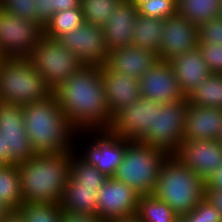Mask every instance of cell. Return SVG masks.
<instances>
[{
    "instance_id": "obj_19",
    "label": "cell",
    "mask_w": 222,
    "mask_h": 222,
    "mask_svg": "<svg viewBox=\"0 0 222 222\" xmlns=\"http://www.w3.org/2000/svg\"><path fill=\"white\" fill-rule=\"evenodd\" d=\"M138 16V9L130 0H121L113 9L108 22L103 26L106 46L109 51L131 46Z\"/></svg>"
},
{
    "instance_id": "obj_36",
    "label": "cell",
    "mask_w": 222,
    "mask_h": 222,
    "mask_svg": "<svg viewBox=\"0 0 222 222\" xmlns=\"http://www.w3.org/2000/svg\"><path fill=\"white\" fill-rule=\"evenodd\" d=\"M199 43L222 45V18L216 17L198 26Z\"/></svg>"
},
{
    "instance_id": "obj_12",
    "label": "cell",
    "mask_w": 222,
    "mask_h": 222,
    "mask_svg": "<svg viewBox=\"0 0 222 222\" xmlns=\"http://www.w3.org/2000/svg\"><path fill=\"white\" fill-rule=\"evenodd\" d=\"M157 104L155 101L140 97L118 111L112 117L107 130L129 141H139L154 126Z\"/></svg>"
},
{
    "instance_id": "obj_42",
    "label": "cell",
    "mask_w": 222,
    "mask_h": 222,
    "mask_svg": "<svg viewBox=\"0 0 222 222\" xmlns=\"http://www.w3.org/2000/svg\"><path fill=\"white\" fill-rule=\"evenodd\" d=\"M81 0H55V13L67 9L81 8Z\"/></svg>"
},
{
    "instance_id": "obj_43",
    "label": "cell",
    "mask_w": 222,
    "mask_h": 222,
    "mask_svg": "<svg viewBox=\"0 0 222 222\" xmlns=\"http://www.w3.org/2000/svg\"><path fill=\"white\" fill-rule=\"evenodd\" d=\"M0 222H25L24 215L20 209H13L7 217Z\"/></svg>"
},
{
    "instance_id": "obj_40",
    "label": "cell",
    "mask_w": 222,
    "mask_h": 222,
    "mask_svg": "<svg viewBox=\"0 0 222 222\" xmlns=\"http://www.w3.org/2000/svg\"><path fill=\"white\" fill-rule=\"evenodd\" d=\"M205 196L218 209L222 216V190L206 189Z\"/></svg>"
},
{
    "instance_id": "obj_27",
    "label": "cell",
    "mask_w": 222,
    "mask_h": 222,
    "mask_svg": "<svg viewBox=\"0 0 222 222\" xmlns=\"http://www.w3.org/2000/svg\"><path fill=\"white\" fill-rule=\"evenodd\" d=\"M0 200L12 209H19L23 204L17 164L0 165Z\"/></svg>"
},
{
    "instance_id": "obj_6",
    "label": "cell",
    "mask_w": 222,
    "mask_h": 222,
    "mask_svg": "<svg viewBox=\"0 0 222 222\" xmlns=\"http://www.w3.org/2000/svg\"><path fill=\"white\" fill-rule=\"evenodd\" d=\"M53 95L47 80L36 72L28 58H5L0 67V102L27 104Z\"/></svg>"
},
{
    "instance_id": "obj_22",
    "label": "cell",
    "mask_w": 222,
    "mask_h": 222,
    "mask_svg": "<svg viewBox=\"0 0 222 222\" xmlns=\"http://www.w3.org/2000/svg\"><path fill=\"white\" fill-rule=\"evenodd\" d=\"M168 62L185 96L211 73L198 47L177 55Z\"/></svg>"
},
{
    "instance_id": "obj_23",
    "label": "cell",
    "mask_w": 222,
    "mask_h": 222,
    "mask_svg": "<svg viewBox=\"0 0 222 222\" xmlns=\"http://www.w3.org/2000/svg\"><path fill=\"white\" fill-rule=\"evenodd\" d=\"M100 189L80 186L70 175L61 198L63 211L97 215V200Z\"/></svg>"
},
{
    "instance_id": "obj_46",
    "label": "cell",
    "mask_w": 222,
    "mask_h": 222,
    "mask_svg": "<svg viewBox=\"0 0 222 222\" xmlns=\"http://www.w3.org/2000/svg\"><path fill=\"white\" fill-rule=\"evenodd\" d=\"M11 163L4 157L3 136L0 133V165H10Z\"/></svg>"
},
{
    "instance_id": "obj_35",
    "label": "cell",
    "mask_w": 222,
    "mask_h": 222,
    "mask_svg": "<svg viewBox=\"0 0 222 222\" xmlns=\"http://www.w3.org/2000/svg\"><path fill=\"white\" fill-rule=\"evenodd\" d=\"M1 9L22 19L37 22L36 0H1Z\"/></svg>"
},
{
    "instance_id": "obj_5",
    "label": "cell",
    "mask_w": 222,
    "mask_h": 222,
    "mask_svg": "<svg viewBox=\"0 0 222 222\" xmlns=\"http://www.w3.org/2000/svg\"><path fill=\"white\" fill-rule=\"evenodd\" d=\"M168 153L139 141L127 140V147L113 178L132 187L140 196L152 195Z\"/></svg>"
},
{
    "instance_id": "obj_8",
    "label": "cell",
    "mask_w": 222,
    "mask_h": 222,
    "mask_svg": "<svg viewBox=\"0 0 222 222\" xmlns=\"http://www.w3.org/2000/svg\"><path fill=\"white\" fill-rule=\"evenodd\" d=\"M189 106L185 98L176 103L161 104L155 107L154 126L139 142L173 154L183 141L185 115Z\"/></svg>"
},
{
    "instance_id": "obj_30",
    "label": "cell",
    "mask_w": 222,
    "mask_h": 222,
    "mask_svg": "<svg viewBox=\"0 0 222 222\" xmlns=\"http://www.w3.org/2000/svg\"><path fill=\"white\" fill-rule=\"evenodd\" d=\"M73 152L75 151H71L70 176L80 186L101 189L109 177L101 173L94 165L88 164L81 157H77Z\"/></svg>"
},
{
    "instance_id": "obj_10",
    "label": "cell",
    "mask_w": 222,
    "mask_h": 222,
    "mask_svg": "<svg viewBox=\"0 0 222 222\" xmlns=\"http://www.w3.org/2000/svg\"><path fill=\"white\" fill-rule=\"evenodd\" d=\"M0 133L4 142V157L11 164L31 159L35 151L30 143L24 125L21 104L0 102Z\"/></svg>"
},
{
    "instance_id": "obj_33",
    "label": "cell",
    "mask_w": 222,
    "mask_h": 222,
    "mask_svg": "<svg viewBox=\"0 0 222 222\" xmlns=\"http://www.w3.org/2000/svg\"><path fill=\"white\" fill-rule=\"evenodd\" d=\"M137 9L139 14L164 20L177 14V0H147Z\"/></svg>"
},
{
    "instance_id": "obj_4",
    "label": "cell",
    "mask_w": 222,
    "mask_h": 222,
    "mask_svg": "<svg viewBox=\"0 0 222 222\" xmlns=\"http://www.w3.org/2000/svg\"><path fill=\"white\" fill-rule=\"evenodd\" d=\"M205 192L206 182L170 154L163 162L152 195L183 216L198 205Z\"/></svg>"
},
{
    "instance_id": "obj_26",
    "label": "cell",
    "mask_w": 222,
    "mask_h": 222,
    "mask_svg": "<svg viewBox=\"0 0 222 222\" xmlns=\"http://www.w3.org/2000/svg\"><path fill=\"white\" fill-rule=\"evenodd\" d=\"M222 0H177V14L199 26L219 17Z\"/></svg>"
},
{
    "instance_id": "obj_17",
    "label": "cell",
    "mask_w": 222,
    "mask_h": 222,
    "mask_svg": "<svg viewBox=\"0 0 222 222\" xmlns=\"http://www.w3.org/2000/svg\"><path fill=\"white\" fill-rule=\"evenodd\" d=\"M100 132V133H98ZM95 141L88 144L86 153L80 156L88 164L94 165L107 177H113L117 167L122 161L127 147V139L115 136L108 130L95 131ZM99 137V138H98ZM97 138V139H96Z\"/></svg>"
},
{
    "instance_id": "obj_15",
    "label": "cell",
    "mask_w": 222,
    "mask_h": 222,
    "mask_svg": "<svg viewBox=\"0 0 222 222\" xmlns=\"http://www.w3.org/2000/svg\"><path fill=\"white\" fill-rule=\"evenodd\" d=\"M140 195L126 183L109 177L98 194L97 216L103 220L137 213Z\"/></svg>"
},
{
    "instance_id": "obj_29",
    "label": "cell",
    "mask_w": 222,
    "mask_h": 222,
    "mask_svg": "<svg viewBox=\"0 0 222 222\" xmlns=\"http://www.w3.org/2000/svg\"><path fill=\"white\" fill-rule=\"evenodd\" d=\"M143 222H174L178 215L153 195L140 196L136 213Z\"/></svg>"
},
{
    "instance_id": "obj_25",
    "label": "cell",
    "mask_w": 222,
    "mask_h": 222,
    "mask_svg": "<svg viewBox=\"0 0 222 222\" xmlns=\"http://www.w3.org/2000/svg\"><path fill=\"white\" fill-rule=\"evenodd\" d=\"M186 98L190 105L222 109V74L210 73Z\"/></svg>"
},
{
    "instance_id": "obj_34",
    "label": "cell",
    "mask_w": 222,
    "mask_h": 222,
    "mask_svg": "<svg viewBox=\"0 0 222 222\" xmlns=\"http://www.w3.org/2000/svg\"><path fill=\"white\" fill-rule=\"evenodd\" d=\"M186 222H222L221 213L205 196L190 212L182 216Z\"/></svg>"
},
{
    "instance_id": "obj_7",
    "label": "cell",
    "mask_w": 222,
    "mask_h": 222,
    "mask_svg": "<svg viewBox=\"0 0 222 222\" xmlns=\"http://www.w3.org/2000/svg\"><path fill=\"white\" fill-rule=\"evenodd\" d=\"M54 92L65 80L83 67L79 59L58 39L43 36L27 57Z\"/></svg>"
},
{
    "instance_id": "obj_11",
    "label": "cell",
    "mask_w": 222,
    "mask_h": 222,
    "mask_svg": "<svg viewBox=\"0 0 222 222\" xmlns=\"http://www.w3.org/2000/svg\"><path fill=\"white\" fill-rule=\"evenodd\" d=\"M58 40L83 66H104L109 49L106 46L103 27H98L87 22L62 35Z\"/></svg>"
},
{
    "instance_id": "obj_2",
    "label": "cell",
    "mask_w": 222,
    "mask_h": 222,
    "mask_svg": "<svg viewBox=\"0 0 222 222\" xmlns=\"http://www.w3.org/2000/svg\"><path fill=\"white\" fill-rule=\"evenodd\" d=\"M22 107L26 133L35 153L59 154L75 151L73 134L77 135L79 132L71 126L54 95Z\"/></svg>"
},
{
    "instance_id": "obj_41",
    "label": "cell",
    "mask_w": 222,
    "mask_h": 222,
    "mask_svg": "<svg viewBox=\"0 0 222 222\" xmlns=\"http://www.w3.org/2000/svg\"><path fill=\"white\" fill-rule=\"evenodd\" d=\"M206 189L222 190V166L206 181Z\"/></svg>"
},
{
    "instance_id": "obj_1",
    "label": "cell",
    "mask_w": 222,
    "mask_h": 222,
    "mask_svg": "<svg viewBox=\"0 0 222 222\" xmlns=\"http://www.w3.org/2000/svg\"><path fill=\"white\" fill-rule=\"evenodd\" d=\"M58 106L78 132L107 130L109 113L100 66H83L54 92Z\"/></svg>"
},
{
    "instance_id": "obj_31",
    "label": "cell",
    "mask_w": 222,
    "mask_h": 222,
    "mask_svg": "<svg viewBox=\"0 0 222 222\" xmlns=\"http://www.w3.org/2000/svg\"><path fill=\"white\" fill-rule=\"evenodd\" d=\"M121 0H81L84 22L103 27Z\"/></svg>"
},
{
    "instance_id": "obj_32",
    "label": "cell",
    "mask_w": 222,
    "mask_h": 222,
    "mask_svg": "<svg viewBox=\"0 0 222 222\" xmlns=\"http://www.w3.org/2000/svg\"><path fill=\"white\" fill-rule=\"evenodd\" d=\"M19 209L25 222H62L60 204L23 203Z\"/></svg>"
},
{
    "instance_id": "obj_49",
    "label": "cell",
    "mask_w": 222,
    "mask_h": 222,
    "mask_svg": "<svg viewBox=\"0 0 222 222\" xmlns=\"http://www.w3.org/2000/svg\"><path fill=\"white\" fill-rule=\"evenodd\" d=\"M174 222H186V220L182 216H178Z\"/></svg>"
},
{
    "instance_id": "obj_28",
    "label": "cell",
    "mask_w": 222,
    "mask_h": 222,
    "mask_svg": "<svg viewBox=\"0 0 222 222\" xmlns=\"http://www.w3.org/2000/svg\"><path fill=\"white\" fill-rule=\"evenodd\" d=\"M83 22L84 17L81 8L56 12L44 27V35L48 38L58 39L80 27Z\"/></svg>"
},
{
    "instance_id": "obj_24",
    "label": "cell",
    "mask_w": 222,
    "mask_h": 222,
    "mask_svg": "<svg viewBox=\"0 0 222 222\" xmlns=\"http://www.w3.org/2000/svg\"><path fill=\"white\" fill-rule=\"evenodd\" d=\"M163 21V19L151 18L139 14L136 20L131 46L151 50L158 54L163 38Z\"/></svg>"
},
{
    "instance_id": "obj_38",
    "label": "cell",
    "mask_w": 222,
    "mask_h": 222,
    "mask_svg": "<svg viewBox=\"0 0 222 222\" xmlns=\"http://www.w3.org/2000/svg\"><path fill=\"white\" fill-rule=\"evenodd\" d=\"M36 6L37 22L45 27L55 14V0H36Z\"/></svg>"
},
{
    "instance_id": "obj_51",
    "label": "cell",
    "mask_w": 222,
    "mask_h": 222,
    "mask_svg": "<svg viewBox=\"0 0 222 222\" xmlns=\"http://www.w3.org/2000/svg\"><path fill=\"white\" fill-rule=\"evenodd\" d=\"M219 17L222 18V6H221V12H220Z\"/></svg>"
},
{
    "instance_id": "obj_13",
    "label": "cell",
    "mask_w": 222,
    "mask_h": 222,
    "mask_svg": "<svg viewBox=\"0 0 222 222\" xmlns=\"http://www.w3.org/2000/svg\"><path fill=\"white\" fill-rule=\"evenodd\" d=\"M172 155L205 182L222 166V145L218 140H183Z\"/></svg>"
},
{
    "instance_id": "obj_16",
    "label": "cell",
    "mask_w": 222,
    "mask_h": 222,
    "mask_svg": "<svg viewBox=\"0 0 222 222\" xmlns=\"http://www.w3.org/2000/svg\"><path fill=\"white\" fill-rule=\"evenodd\" d=\"M163 38L157 54L160 61H169L173 57L198 47V26L178 14L163 21Z\"/></svg>"
},
{
    "instance_id": "obj_44",
    "label": "cell",
    "mask_w": 222,
    "mask_h": 222,
    "mask_svg": "<svg viewBox=\"0 0 222 222\" xmlns=\"http://www.w3.org/2000/svg\"><path fill=\"white\" fill-rule=\"evenodd\" d=\"M107 222H143L137 214L126 216V217H118L108 220Z\"/></svg>"
},
{
    "instance_id": "obj_20",
    "label": "cell",
    "mask_w": 222,
    "mask_h": 222,
    "mask_svg": "<svg viewBox=\"0 0 222 222\" xmlns=\"http://www.w3.org/2000/svg\"><path fill=\"white\" fill-rule=\"evenodd\" d=\"M222 132V109L190 105L185 115L183 140H219Z\"/></svg>"
},
{
    "instance_id": "obj_3",
    "label": "cell",
    "mask_w": 222,
    "mask_h": 222,
    "mask_svg": "<svg viewBox=\"0 0 222 222\" xmlns=\"http://www.w3.org/2000/svg\"><path fill=\"white\" fill-rule=\"evenodd\" d=\"M71 151L35 153L18 163L23 203L60 204L70 175Z\"/></svg>"
},
{
    "instance_id": "obj_50",
    "label": "cell",
    "mask_w": 222,
    "mask_h": 222,
    "mask_svg": "<svg viewBox=\"0 0 222 222\" xmlns=\"http://www.w3.org/2000/svg\"><path fill=\"white\" fill-rule=\"evenodd\" d=\"M220 144L222 145V132H221V135L219 136V140Z\"/></svg>"
},
{
    "instance_id": "obj_45",
    "label": "cell",
    "mask_w": 222,
    "mask_h": 222,
    "mask_svg": "<svg viewBox=\"0 0 222 222\" xmlns=\"http://www.w3.org/2000/svg\"><path fill=\"white\" fill-rule=\"evenodd\" d=\"M12 210L13 209L10 206L0 200V221L7 217Z\"/></svg>"
},
{
    "instance_id": "obj_18",
    "label": "cell",
    "mask_w": 222,
    "mask_h": 222,
    "mask_svg": "<svg viewBox=\"0 0 222 222\" xmlns=\"http://www.w3.org/2000/svg\"><path fill=\"white\" fill-rule=\"evenodd\" d=\"M159 58L151 50L128 46L110 50L104 67L111 72L123 73L139 79Z\"/></svg>"
},
{
    "instance_id": "obj_47",
    "label": "cell",
    "mask_w": 222,
    "mask_h": 222,
    "mask_svg": "<svg viewBox=\"0 0 222 222\" xmlns=\"http://www.w3.org/2000/svg\"><path fill=\"white\" fill-rule=\"evenodd\" d=\"M147 0H130L132 4H134L136 7H138L141 3L145 2Z\"/></svg>"
},
{
    "instance_id": "obj_21",
    "label": "cell",
    "mask_w": 222,
    "mask_h": 222,
    "mask_svg": "<svg viewBox=\"0 0 222 222\" xmlns=\"http://www.w3.org/2000/svg\"><path fill=\"white\" fill-rule=\"evenodd\" d=\"M101 76L112 117L141 97L139 79L123 73L111 72L104 66L101 67Z\"/></svg>"
},
{
    "instance_id": "obj_39",
    "label": "cell",
    "mask_w": 222,
    "mask_h": 222,
    "mask_svg": "<svg viewBox=\"0 0 222 222\" xmlns=\"http://www.w3.org/2000/svg\"><path fill=\"white\" fill-rule=\"evenodd\" d=\"M62 222H107L97 215L71 213L63 211L61 214Z\"/></svg>"
},
{
    "instance_id": "obj_48",
    "label": "cell",
    "mask_w": 222,
    "mask_h": 222,
    "mask_svg": "<svg viewBox=\"0 0 222 222\" xmlns=\"http://www.w3.org/2000/svg\"><path fill=\"white\" fill-rule=\"evenodd\" d=\"M5 58L6 57H5L4 53L0 50V67H1L3 61L5 60Z\"/></svg>"
},
{
    "instance_id": "obj_9",
    "label": "cell",
    "mask_w": 222,
    "mask_h": 222,
    "mask_svg": "<svg viewBox=\"0 0 222 222\" xmlns=\"http://www.w3.org/2000/svg\"><path fill=\"white\" fill-rule=\"evenodd\" d=\"M43 36L44 27L38 22L0 9V50L6 58H27Z\"/></svg>"
},
{
    "instance_id": "obj_37",
    "label": "cell",
    "mask_w": 222,
    "mask_h": 222,
    "mask_svg": "<svg viewBox=\"0 0 222 222\" xmlns=\"http://www.w3.org/2000/svg\"><path fill=\"white\" fill-rule=\"evenodd\" d=\"M202 58L211 73L222 74V45L199 43Z\"/></svg>"
},
{
    "instance_id": "obj_14",
    "label": "cell",
    "mask_w": 222,
    "mask_h": 222,
    "mask_svg": "<svg viewBox=\"0 0 222 222\" xmlns=\"http://www.w3.org/2000/svg\"><path fill=\"white\" fill-rule=\"evenodd\" d=\"M141 97L161 104L176 103L186 98L170 63L158 61L139 78Z\"/></svg>"
}]
</instances>
